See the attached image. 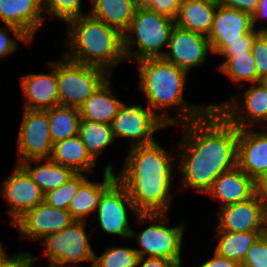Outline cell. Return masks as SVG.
Here are the masks:
<instances>
[{"label":"cell","instance_id":"obj_5","mask_svg":"<svg viewBox=\"0 0 267 267\" xmlns=\"http://www.w3.org/2000/svg\"><path fill=\"white\" fill-rule=\"evenodd\" d=\"M175 20L139 5L128 30L123 35V49L126 61H140L146 58L163 57L168 47ZM133 33L136 34L133 36ZM134 45H137L135 48ZM165 51V52H164Z\"/></svg>","mask_w":267,"mask_h":267},{"label":"cell","instance_id":"obj_36","mask_svg":"<svg viewBox=\"0 0 267 267\" xmlns=\"http://www.w3.org/2000/svg\"><path fill=\"white\" fill-rule=\"evenodd\" d=\"M258 29H253L251 32L243 35L239 40L231 42L229 45L225 46L218 55L224 56L225 61L220 63L218 69L231 57L237 54L251 52L252 45L256 36L260 33Z\"/></svg>","mask_w":267,"mask_h":267},{"label":"cell","instance_id":"obj_11","mask_svg":"<svg viewBox=\"0 0 267 267\" xmlns=\"http://www.w3.org/2000/svg\"><path fill=\"white\" fill-rule=\"evenodd\" d=\"M136 216L130 195L125 186L116 179L102 194L97 206L98 224L105 233L118 235L129 239L131 227L128 220V210Z\"/></svg>","mask_w":267,"mask_h":267},{"label":"cell","instance_id":"obj_7","mask_svg":"<svg viewBox=\"0 0 267 267\" xmlns=\"http://www.w3.org/2000/svg\"><path fill=\"white\" fill-rule=\"evenodd\" d=\"M110 75L105 69L70 60H56L59 105L80 108Z\"/></svg>","mask_w":267,"mask_h":267},{"label":"cell","instance_id":"obj_27","mask_svg":"<svg viewBox=\"0 0 267 267\" xmlns=\"http://www.w3.org/2000/svg\"><path fill=\"white\" fill-rule=\"evenodd\" d=\"M217 6L199 0H184L175 19V25L184 30L207 36Z\"/></svg>","mask_w":267,"mask_h":267},{"label":"cell","instance_id":"obj_2","mask_svg":"<svg viewBox=\"0 0 267 267\" xmlns=\"http://www.w3.org/2000/svg\"><path fill=\"white\" fill-rule=\"evenodd\" d=\"M117 179L125 186L138 214L167 213L172 195L176 156L158 141L128 148Z\"/></svg>","mask_w":267,"mask_h":267},{"label":"cell","instance_id":"obj_13","mask_svg":"<svg viewBox=\"0 0 267 267\" xmlns=\"http://www.w3.org/2000/svg\"><path fill=\"white\" fill-rule=\"evenodd\" d=\"M167 48L163 58L188 73L191 68L203 65L209 53L213 54L207 36L176 25L172 28Z\"/></svg>","mask_w":267,"mask_h":267},{"label":"cell","instance_id":"obj_44","mask_svg":"<svg viewBox=\"0 0 267 267\" xmlns=\"http://www.w3.org/2000/svg\"><path fill=\"white\" fill-rule=\"evenodd\" d=\"M255 195H257L267 206V172L262 173L254 180Z\"/></svg>","mask_w":267,"mask_h":267},{"label":"cell","instance_id":"obj_4","mask_svg":"<svg viewBox=\"0 0 267 267\" xmlns=\"http://www.w3.org/2000/svg\"><path fill=\"white\" fill-rule=\"evenodd\" d=\"M65 56L75 62L105 69L110 75L113 68L126 62L123 34L90 13L70 20L67 24Z\"/></svg>","mask_w":267,"mask_h":267},{"label":"cell","instance_id":"obj_46","mask_svg":"<svg viewBox=\"0 0 267 267\" xmlns=\"http://www.w3.org/2000/svg\"><path fill=\"white\" fill-rule=\"evenodd\" d=\"M49 267H83L81 264H74V263H70V264H60V263H50ZM89 267H92L89 266Z\"/></svg>","mask_w":267,"mask_h":267},{"label":"cell","instance_id":"obj_25","mask_svg":"<svg viewBox=\"0 0 267 267\" xmlns=\"http://www.w3.org/2000/svg\"><path fill=\"white\" fill-rule=\"evenodd\" d=\"M50 159L75 173H92L96 164L78 135L54 143Z\"/></svg>","mask_w":267,"mask_h":267},{"label":"cell","instance_id":"obj_21","mask_svg":"<svg viewBox=\"0 0 267 267\" xmlns=\"http://www.w3.org/2000/svg\"><path fill=\"white\" fill-rule=\"evenodd\" d=\"M45 17L42 0H0V20L19 28L31 40Z\"/></svg>","mask_w":267,"mask_h":267},{"label":"cell","instance_id":"obj_1","mask_svg":"<svg viewBox=\"0 0 267 267\" xmlns=\"http://www.w3.org/2000/svg\"><path fill=\"white\" fill-rule=\"evenodd\" d=\"M181 126L177 152L181 183L206 194L219 175L237 166L238 128L217 109Z\"/></svg>","mask_w":267,"mask_h":267},{"label":"cell","instance_id":"obj_29","mask_svg":"<svg viewBox=\"0 0 267 267\" xmlns=\"http://www.w3.org/2000/svg\"><path fill=\"white\" fill-rule=\"evenodd\" d=\"M78 136L95 161L108 146L115 142L111 125L86 119L79 121Z\"/></svg>","mask_w":267,"mask_h":267},{"label":"cell","instance_id":"obj_18","mask_svg":"<svg viewBox=\"0 0 267 267\" xmlns=\"http://www.w3.org/2000/svg\"><path fill=\"white\" fill-rule=\"evenodd\" d=\"M49 63V73H29L20 77L24 109L47 110L59 105L56 60Z\"/></svg>","mask_w":267,"mask_h":267},{"label":"cell","instance_id":"obj_37","mask_svg":"<svg viewBox=\"0 0 267 267\" xmlns=\"http://www.w3.org/2000/svg\"><path fill=\"white\" fill-rule=\"evenodd\" d=\"M241 267H267V233L252 244Z\"/></svg>","mask_w":267,"mask_h":267},{"label":"cell","instance_id":"obj_24","mask_svg":"<svg viewBox=\"0 0 267 267\" xmlns=\"http://www.w3.org/2000/svg\"><path fill=\"white\" fill-rule=\"evenodd\" d=\"M90 2L93 6L89 13L123 35L141 4L140 0H91Z\"/></svg>","mask_w":267,"mask_h":267},{"label":"cell","instance_id":"obj_34","mask_svg":"<svg viewBox=\"0 0 267 267\" xmlns=\"http://www.w3.org/2000/svg\"><path fill=\"white\" fill-rule=\"evenodd\" d=\"M82 0H42L44 14L58 18L64 23L78 18L87 12H82Z\"/></svg>","mask_w":267,"mask_h":267},{"label":"cell","instance_id":"obj_23","mask_svg":"<svg viewBox=\"0 0 267 267\" xmlns=\"http://www.w3.org/2000/svg\"><path fill=\"white\" fill-rule=\"evenodd\" d=\"M123 102L113 93L111 77L81 105L80 119L91 120L111 125Z\"/></svg>","mask_w":267,"mask_h":267},{"label":"cell","instance_id":"obj_45","mask_svg":"<svg viewBox=\"0 0 267 267\" xmlns=\"http://www.w3.org/2000/svg\"><path fill=\"white\" fill-rule=\"evenodd\" d=\"M263 17L267 19V0H259L257 10L255 14L252 16L254 29H257L255 25L257 24L258 21L264 19Z\"/></svg>","mask_w":267,"mask_h":267},{"label":"cell","instance_id":"obj_39","mask_svg":"<svg viewBox=\"0 0 267 267\" xmlns=\"http://www.w3.org/2000/svg\"><path fill=\"white\" fill-rule=\"evenodd\" d=\"M257 75L259 78L267 74V35L265 32H260L254 39L252 50H251Z\"/></svg>","mask_w":267,"mask_h":267},{"label":"cell","instance_id":"obj_31","mask_svg":"<svg viewBox=\"0 0 267 267\" xmlns=\"http://www.w3.org/2000/svg\"><path fill=\"white\" fill-rule=\"evenodd\" d=\"M227 75L233 83L248 81L258 83V75L252 52L231 56L219 69Z\"/></svg>","mask_w":267,"mask_h":267},{"label":"cell","instance_id":"obj_16","mask_svg":"<svg viewBox=\"0 0 267 267\" xmlns=\"http://www.w3.org/2000/svg\"><path fill=\"white\" fill-rule=\"evenodd\" d=\"M73 221L68 210L54 208L43 201L26 212L12 226L18 230L20 237L36 241L63 230Z\"/></svg>","mask_w":267,"mask_h":267},{"label":"cell","instance_id":"obj_14","mask_svg":"<svg viewBox=\"0 0 267 267\" xmlns=\"http://www.w3.org/2000/svg\"><path fill=\"white\" fill-rule=\"evenodd\" d=\"M2 184V197L8 204L13 225L26 212L45 201V194L29 174L16 164Z\"/></svg>","mask_w":267,"mask_h":267},{"label":"cell","instance_id":"obj_47","mask_svg":"<svg viewBox=\"0 0 267 267\" xmlns=\"http://www.w3.org/2000/svg\"><path fill=\"white\" fill-rule=\"evenodd\" d=\"M258 84L267 90V74L259 78Z\"/></svg>","mask_w":267,"mask_h":267},{"label":"cell","instance_id":"obj_33","mask_svg":"<svg viewBox=\"0 0 267 267\" xmlns=\"http://www.w3.org/2000/svg\"><path fill=\"white\" fill-rule=\"evenodd\" d=\"M86 179L84 173H75L66 183L45 194V201L54 208L68 210L73 196Z\"/></svg>","mask_w":267,"mask_h":267},{"label":"cell","instance_id":"obj_49","mask_svg":"<svg viewBox=\"0 0 267 267\" xmlns=\"http://www.w3.org/2000/svg\"><path fill=\"white\" fill-rule=\"evenodd\" d=\"M258 30L261 32H265L267 35V28L266 27H260V28H258Z\"/></svg>","mask_w":267,"mask_h":267},{"label":"cell","instance_id":"obj_9","mask_svg":"<svg viewBox=\"0 0 267 267\" xmlns=\"http://www.w3.org/2000/svg\"><path fill=\"white\" fill-rule=\"evenodd\" d=\"M238 94H234L232 98L220 104H212L210 107L217 109L238 129L254 128V126L260 128L262 125L264 127L267 121V90L258 83H253L252 87L243 92V97Z\"/></svg>","mask_w":267,"mask_h":267},{"label":"cell","instance_id":"obj_28","mask_svg":"<svg viewBox=\"0 0 267 267\" xmlns=\"http://www.w3.org/2000/svg\"><path fill=\"white\" fill-rule=\"evenodd\" d=\"M267 231L227 232L216 231L214 239L218 238V244L214 252L222 257L242 263L250 249Z\"/></svg>","mask_w":267,"mask_h":267},{"label":"cell","instance_id":"obj_30","mask_svg":"<svg viewBox=\"0 0 267 267\" xmlns=\"http://www.w3.org/2000/svg\"><path fill=\"white\" fill-rule=\"evenodd\" d=\"M47 118L53 144L78 135L79 108L58 105L47 109Z\"/></svg>","mask_w":267,"mask_h":267},{"label":"cell","instance_id":"obj_12","mask_svg":"<svg viewBox=\"0 0 267 267\" xmlns=\"http://www.w3.org/2000/svg\"><path fill=\"white\" fill-rule=\"evenodd\" d=\"M17 136V164L29 159L50 158L53 149L47 110L24 109Z\"/></svg>","mask_w":267,"mask_h":267},{"label":"cell","instance_id":"obj_17","mask_svg":"<svg viewBox=\"0 0 267 267\" xmlns=\"http://www.w3.org/2000/svg\"><path fill=\"white\" fill-rule=\"evenodd\" d=\"M252 16L235 8L218 5L207 35L213 54L253 30Z\"/></svg>","mask_w":267,"mask_h":267},{"label":"cell","instance_id":"obj_10","mask_svg":"<svg viewBox=\"0 0 267 267\" xmlns=\"http://www.w3.org/2000/svg\"><path fill=\"white\" fill-rule=\"evenodd\" d=\"M113 136L131 140V147L149 144L155 141L153 135L168 127L147 106L128 105L123 102L112 123Z\"/></svg>","mask_w":267,"mask_h":267},{"label":"cell","instance_id":"obj_3","mask_svg":"<svg viewBox=\"0 0 267 267\" xmlns=\"http://www.w3.org/2000/svg\"><path fill=\"white\" fill-rule=\"evenodd\" d=\"M135 63L138 65L140 76L138 88L146 96L147 106L168 127L199 119L212 109L210 104L198 106L184 99L183 92L188 72L172 62L158 57L142 59ZM168 107L175 110L176 118L167 114ZM158 110H162V114H159Z\"/></svg>","mask_w":267,"mask_h":267},{"label":"cell","instance_id":"obj_8","mask_svg":"<svg viewBox=\"0 0 267 267\" xmlns=\"http://www.w3.org/2000/svg\"><path fill=\"white\" fill-rule=\"evenodd\" d=\"M87 221L74 220L69 226L56 233L46 236L42 240L49 263L80 264L91 262L93 265L94 250L86 233ZM88 236V237H87Z\"/></svg>","mask_w":267,"mask_h":267},{"label":"cell","instance_id":"obj_6","mask_svg":"<svg viewBox=\"0 0 267 267\" xmlns=\"http://www.w3.org/2000/svg\"><path fill=\"white\" fill-rule=\"evenodd\" d=\"M168 213L137 214V223L151 222V225L136 235L131 231V236L138 240L140 248L135 251L141 258L156 257L176 261L182 266V241L186 224L169 227Z\"/></svg>","mask_w":267,"mask_h":267},{"label":"cell","instance_id":"obj_42","mask_svg":"<svg viewBox=\"0 0 267 267\" xmlns=\"http://www.w3.org/2000/svg\"><path fill=\"white\" fill-rule=\"evenodd\" d=\"M139 267H182L176 261L164 258L145 257L139 259Z\"/></svg>","mask_w":267,"mask_h":267},{"label":"cell","instance_id":"obj_19","mask_svg":"<svg viewBox=\"0 0 267 267\" xmlns=\"http://www.w3.org/2000/svg\"><path fill=\"white\" fill-rule=\"evenodd\" d=\"M237 166L255 180L267 172V132L238 129Z\"/></svg>","mask_w":267,"mask_h":267},{"label":"cell","instance_id":"obj_15","mask_svg":"<svg viewBox=\"0 0 267 267\" xmlns=\"http://www.w3.org/2000/svg\"><path fill=\"white\" fill-rule=\"evenodd\" d=\"M217 231H267V206L257 196L218 210Z\"/></svg>","mask_w":267,"mask_h":267},{"label":"cell","instance_id":"obj_43","mask_svg":"<svg viewBox=\"0 0 267 267\" xmlns=\"http://www.w3.org/2000/svg\"><path fill=\"white\" fill-rule=\"evenodd\" d=\"M213 258L202 263L199 267H241V264L237 261L230 260L226 257L218 255L216 252L213 253Z\"/></svg>","mask_w":267,"mask_h":267},{"label":"cell","instance_id":"obj_22","mask_svg":"<svg viewBox=\"0 0 267 267\" xmlns=\"http://www.w3.org/2000/svg\"><path fill=\"white\" fill-rule=\"evenodd\" d=\"M112 163H107L104 167L102 182H92L86 179L73 196L68 211L71 217L76 221H86L89 216L96 211L103 192L117 179V173L114 172Z\"/></svg>","mask_w":267,"mask_h":267},{"label":"cell","instance_id":"obj_40","mask_svg":"<svg viewBox=\"0 0 267 267\" xmlns=\"http://www.w3.org/2000/svg\"><path fill=\"white\" fill-rule=\"evenodd\" d=\"M38 259V256L36 257L30 252H19L15 255L10 256L4 249L0 253V267H32L36 264Z\"/></svg>","mask_w":267,"mask_h":267},{"label":"cell","instance_id":"obj_26","mask_svg":"<svg viewBox=\"0 0 267 267\" xmlns=\"http://www.w3.org/2000/svg\"><path fill=\"white\" fill-rule=\"evenodd\" d=\"M43 160L46 162L40 164ZM33 163L37 164L35 168L32 167ZM19 165L29 174L44 194L66 183L75 174L71 168L57 164L50 158L29 159L19 163Z\"/></svg>","mask_w":267,"mask_h":267},{"label":"cell","instance_id":"obj_48","mask_svg":"<svg viewBox=\"0 0 267 267\" xmlns=\"http://www.w3.org/2000/svg\"><path fill=\"white\" fill-rule=\"evenodd\" d=\"M199 1H203V2H208V3H211V4L219 5V1L220 0H199Z\"/></svg>","mask_w":267,"mask_h":267},{"label":"cell","instance_id":"obj_50","mask_svg":"<svg viewBox=\"0 0 267 267\" xmlns=\"http://www.w3.org/2000/svg\"><path fill=\"white\" fill-rule=\"evenodd\" d=\"M4 250V247L2 246V243L0 242V253Z\"/></svg>","mask_w":267,"mask_h":267},{"label":"cell","instance_id":"obj_41","mask_svg":"<svg viewBox=\"0 0 267 267\" xmlns=\"http://www.w3.org/2000/svg\"><path fill=\"white\" fill-rule=\"evenodd\" d=\"M219 4L235 8L253 16L257 10L259 0H220Z\"/></svg>","mask_w":267,"mask_h":267},{"label":"cell","instance_id":"obj_20","mask_svg":"<svg viewBox=\"0 0 267 267\" xmlns=\"http://www.w3.org/2000/svg\"><path fill=\"white\" fill-rule=\"evenodd\" d=\"M205 195L217 200L220 208L243 202L255 195L254 180L236 166L219 175Z\"/></svg>","mask_w":267,"mask_h":267},{"label":"cell","instance_id":"obj_32","mask_svg":"<svg viewBox=\"0 0 267 267\" xmlns=\"http://www.w3.org/2000/svg\"><path fill=\"white\" fill-rule=\"evenodd\" d=\"M139 259L135 248L106 247L101 255L94 253L92 267H138Z\"/></svg>","mask_w":267,"mask_h":267},{"label":"cell","instance_id":"obj_35","mask_svg":"<svg viewBox=\"0 0 267 267\" xmlns=\"http://www.w3.org/2000/svg\"><path fill=\"white\" fill-rule=\"evenodd\" d=\"M11 31L17 40L25 42L29 45L32 40L19 28L5 24L0 28V59L7 57L9 54L15 52L18 48V42L15 38L10 37Z\"/></svg>","mask_w":267,"mask_h":267},{"label":"cell","instance_id":"obj_38","mask_svg":"<svg viewBox=\"0 0 267 267\" xmlns=\"http://www.w3.org/2000/svg\"><path fill=\"white\" fill-rule=\"evenodd\" d=\"M184 0H140L146 9L175 20Z\"/></svg>","mask_w":267,"mask_h":267}]
</instances>
